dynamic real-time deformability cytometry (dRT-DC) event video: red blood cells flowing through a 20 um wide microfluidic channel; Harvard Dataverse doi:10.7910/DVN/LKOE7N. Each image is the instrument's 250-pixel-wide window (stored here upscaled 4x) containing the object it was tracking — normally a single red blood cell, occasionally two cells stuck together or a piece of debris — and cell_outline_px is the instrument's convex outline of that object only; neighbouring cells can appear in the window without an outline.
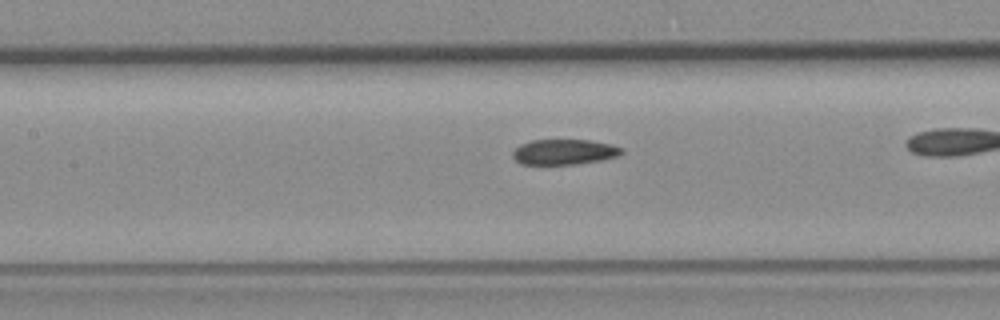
{"species": "common noctule bat (a hibernating species)", "species_latin": "Nyctalus noctula", "temperature_condition": "room temperature", "stored_images_in_passage": 43, "camera_frame_rate_fps": 3000, "um_per_image_px": 0.085, "animal": {"sex": "female", "body_mass_g": 19.3, "forearm_length_mm": 54.1}, "frame": {"image": 1, "passage_image": 25, "time_ms": 8.0, "image_size_px": [1000, 320], "cell_outline_px": [[624, 152], [620, 156], [600, 160], [576, 164], [520, 164], [512, 156], [512, 152], [520, 144], [532, 140], [588, 140], [612, 144], [624, 148]], "centroid_in_image_um": [47.99, 12.91], "position_along_channel_um": 159.4, "area_um2": 16.18}}